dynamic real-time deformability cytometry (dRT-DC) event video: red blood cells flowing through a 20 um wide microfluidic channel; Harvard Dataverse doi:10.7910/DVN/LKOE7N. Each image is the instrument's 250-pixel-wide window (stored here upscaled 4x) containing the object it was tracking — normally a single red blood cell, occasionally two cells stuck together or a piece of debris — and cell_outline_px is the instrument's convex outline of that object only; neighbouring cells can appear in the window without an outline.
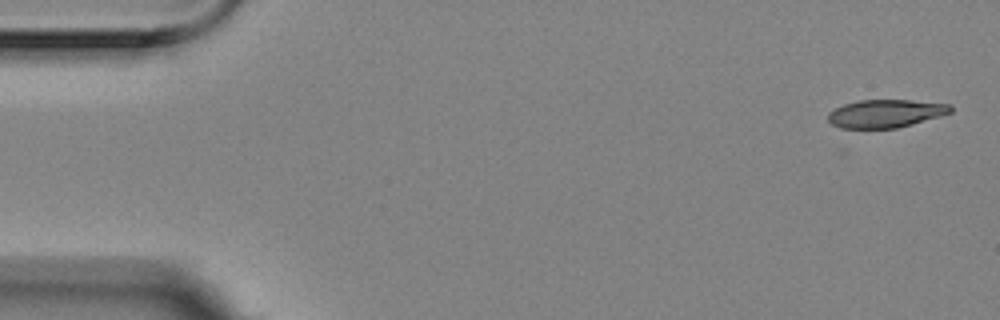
{"species": "Egyptian fruit bat (a non-hibernating species)", "species_latin": "Rousettus aegyptiacus", "temperature_condition": "room temperature", "stored_images_in_passage": 4, "camera_frame_rate_fps": 3000, "um_per_image_px": 0.085, "animal": {"sex": "female"}, "frame": {"image": 1, "passage_image": 1, "time_ms": 0.0, "image_size_px": [1000, 320], "cell_outline_px": [[952, 112], [940, 116], [912, 124], [896, 128], [840, 128], [832, 124], [828, 120], [828, 112], [844, 104], [860, 100], [908, 100], [952, 104]], "centroid_in_image_um": [75.28, 9.65], "position_along_channel_um": 9.7, "area_um2": 19.94}}
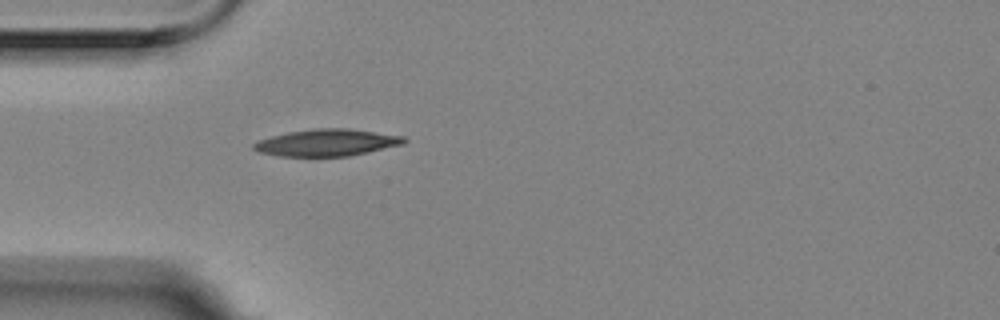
{"frame": {"image": 2, "passage_image": 4, "time_ms": 1.0, "image_size_px": [1000, 320], "cell_outline_px": [[408, 140], [404, 144], [368, 152], [348, 156], [280, 156], [260, 152], [252, 148], [252, 144], [256, 140], [288, 132], [312, 128], [348, 128], [404, 136]], "centroid_in_image_um": [27.78, 12.11], "position_along_channel_um": 57.2, "area_um2": 23.64}}